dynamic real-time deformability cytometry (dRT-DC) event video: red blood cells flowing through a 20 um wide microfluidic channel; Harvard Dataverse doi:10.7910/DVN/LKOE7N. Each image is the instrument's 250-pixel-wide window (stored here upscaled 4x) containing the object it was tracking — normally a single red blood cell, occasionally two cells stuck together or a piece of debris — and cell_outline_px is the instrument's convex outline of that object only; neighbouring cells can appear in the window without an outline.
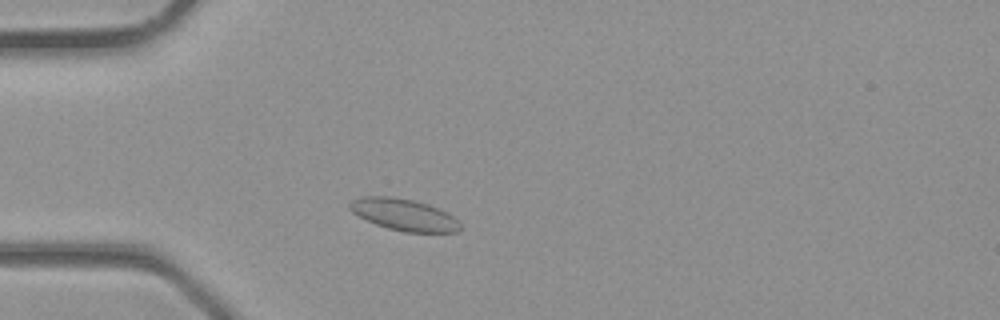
{"species": "common noctule bat (a hibernating species)", "species_latin": "Nyctalus noctula", "temperature_condition": "room temperature", "stored_images_in_passage": 34, "camera_frame_rate_fps": 3000, "um_per_image_px": 0.085, "animal": {"sex": "male", "body_mass_g": 23.1, "forearm_length_mm": 52.7}, "frame": {"image": 1, "passage_image": 6, "time_ms": 1.667, "image_size_px": [1000, 320], "cell_outline_px": [[460, 228], [456, 232], [404, 232], [388, 228], [376, 224], [352, 212], [348, 208], [348, 204], [352, 200], [360, 196], [392, 196], [412, 200], [428, 204], [452, 216], [460, 224]], "centroid_in_image_um": [34.28, 18.24], "position_along_channel_um": 50.7, "area_um2": 20.17}}
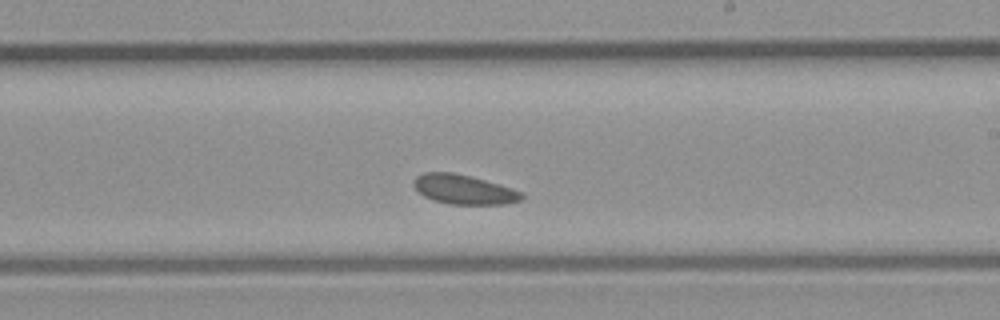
{"frame": {"image": 2, "passage_image": 18, "time_ms": 5.667, "image_size_px": [1000, 320], "cell_outline_px": [[524, 196], [520, 200], [504, 204], [452, 204], [432, 200], [424, 196], [412, 184], [412, 180], [416, 176], [424, 172], [452, 172], [472, 176], [512, 188], [524, 192]], "centroid_in_image_um": [39.42, 16.09], "position_along_channel_um": 249.6, "area_um2": 18.61}}
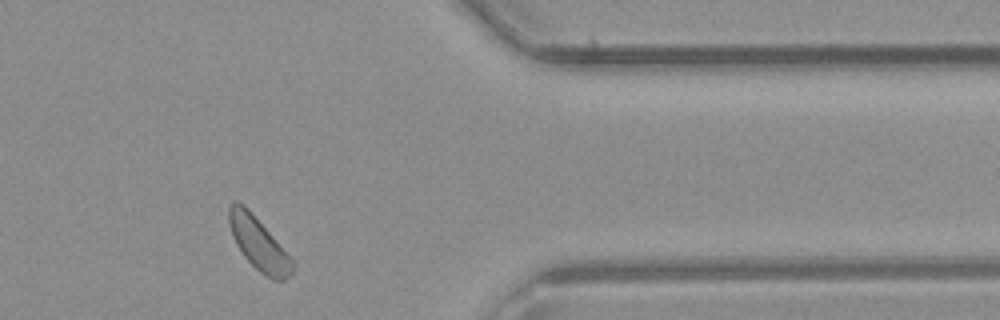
{"frame": {"image": 3, "passage_image": 27, "time_ms": 8.667, "image_size_px": [1000, 320], "cell_outline_px": [[296, 264], [292, 276], [284, 280], [272, 280], [260, 272], [244, 256], [236, 244], [232, 236], [228, 224], [228, 208], [236, 200], [244, 204], [248, 208]], "centroid_in_image_um": [21.98, 20.73], "position_along_channel_um": 389.4, "area_um2": 19.36}}